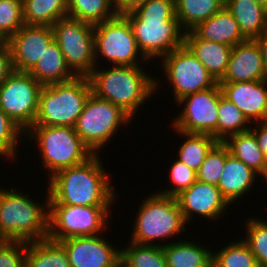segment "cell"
Instances as JSON below:
<instances>
[{
	"label": "cell",
	"mask_w": 267,
	"mask_h": 267,
	"mask_svg": "<svg viewBox=\"0 0 267 267\" xmlns=\"http://www.w3.org/2000/svg\"><path fill=\"white\" fill-rule=\"evenodd\" d=\"M129 22L138 49L148 59L165 57L184 45V34L175 16V0H147L121 13Z\"/></svg>",
	"instance_id": "obj_1"
},
{
	"label": "cell",
	"mask_w": 267,
	"mask_h": 267,
	"mask_svg": "<svg viewBox=\"0 0 267 267\" xmlns=\"http://www.w3.org/2000/svg\"><path fill=\"white\" fill-rule=\"evenodd\" d=\"M98 156L50 177L49 204L111 207L116 195Z\"/></svg>",
	"instance_id": "obj_2"
},
{
	"label": "cell",
	"mask_w": 267,
	"mask_h": 267,
	"mask_svg": "<svg viewBox=\"0 0 267 267\" xmlns=\"http://www.w3.org/2000/svg\"><path fill=\"white\" fill-rule=\"evenodd\" d=\"M92 93L120 107L131 118L146 99L157 92V81L141 66H113L112 69L94 68L88 76Z\"/></svg>",
	"instance_id": "obj_3"
},
{
	"label": "cell",
	"mask_w": 267,
	"mask_h": 267,
	"mask_svg": "<svg viewBox=\"0 0 267 267\" xmlns=\"http://www.w3.org/2000/svg\"><path fill=\"white\" fill-rule=\"evenodd\" d=\"M11 189H0V239L32 242L48 238L49 193L46 207H41L28 194Z\"/></svg>",
	"instance_id": "obj_4"
},
{
	"label": "cell",
	"mask_w": 267,
	"mask_h": 267,
	"mask_svg": "<svg viewBox=\"0 0 267 267\" xmlns=\"http://www.w3.org/2000/svg\"><path fill=\"white\" fill-rule=\"evenodd\" d=\"M92 93L88 76L43 85L33 126L75 127L84 105Z\"/></svg>",
	"instance_id": "obj_5"
},
{
	"label": "cell",
	"mask_w": 267,
	"mask_h": 267,
	"mask_svg": "<svg viewBox=\"0 0 267 267\" xmlns=\"http://www.w3.org/2000/svg\"><path fill=\"white\" fill-rule=\"evenodd\" d=\"M26 136L31 140L37 138L43 166L50 177L62 169L80 165L94 155L74 127L31 126L24 133Z\"/></svg>",
	"instance_id": "obj_6"
},
{
	"label": "cell",
	"mask_w": 267,
	"mask_h": 267,
	"mask_svg": "<svg viewBox=\"0 0 267 267\" xmlns=\"http://www.w3.org/2000/svg\"><path fill=\"white\" fill-rule=\"evenodd\" d=\"M130 241L152 245L155 239L171 238L186 231L176 197L155 193L142 201ZM154 241V242H153Z\"/></svg>",
	"instance_id": "obj_7"
},
{
	"label": "cell",
	"mask_w": 267,
	"mask_h": 267,
	"mask_svg": "<svg viewBox=\"0 0 267 267\" xmlns=\"http://www.w3.org/2000/svg\"><path fill=\"white\" fill-rule=\"evenodd\" d=\"M130 119L120 107L91 93L74 128L91 152L98 154L118 127L128 124Z\"/></svg>",
	"instance_id": "obj_8"
},
{
	"label": "cell",
	"mask_w": 267,
	"mask_h": 267,
	"mask_svg": "<svg viewBox=\"0 0 267 267\" xmlns=\"http://www.w3.org/2000/svg\"><path fill=\"white\" fill-rule=\"evenodd\" d=\"M54 41L76 76H89L96 67L94 25L74 18L59 19L53 26ZM75 70V71H74Z\"/></svg>",
	"instance_id": "obj_9"
},
{
	"label": "cell",
	"mask_w": 267,
	"mask_h": 267,
	"mask_svg": "<svg viewBox=\"0 0 267 267\" xmlns=\"http://www.w3.org/2000/svg\"><path fill=\"white\" fill-rule=\"evenodd\" d=\"M109 209L110 207L49 204L48 238L59 242L72 237L99 235L107 226Z\"/></svg>",
	"instance_id": "obj_10"
},
{
	"label": "cell",
	"mask_w": 267,
	"mask_h": 267,
	"mask_svg": "<svg viewBox=\"0 0 267 267\" xmlns=\"http://www.w3.org/2000/svg\"><path fill=\"white\" fill-rule=\"evenodd\" d=\"M42 87L29 72L16 70L0 85V109L24 133L36 119Z\"/></svg>",
	"instance_id": "obj_11"
},
{
	"label": "cell",
	"mask_w": 267,
	"mask_h": 267,
	"mask_svg": "<svg viewBox=\"0 0 267 267\" xmlns=\"http://www.w3.org/2000/svg\"><path fill=\"white\" fill-rule=\"evenodd\" d=\"M94 49L95 60L101 55L113 66H139L136 60L139 55L141 60L146 61L138 49L128 20L121 13L94 25Z\"/></svg>",
	"instance_id": "obj_12"
},
{
	"label": "cell",
	"mask_w": 267,
	"mask_h": 267,
	"mask_svg": "<svg viewBox=\"0 0 267 267\" xmlns=\"http://www.w3.org/2000/svg\"><path fill=\"white\" fill-rule=\"evenodd\" d=\"M166 78L173 85L174 98L209 89L218 84L204 65L185 46L175 49L162 58Z\"/></svg>",
	"instance_id": "obj_13"
},
{
	"label": "cell",
	"mask_w": 267,
	"mask_h": 267,
	"mask_svg": "<svg viewBox=\"0 0 267 267\" xmlns=\"http://www.w3.org/2000/svg\"><path fill=\"white\" fill-rule=\"evenodd\" d=\"M221 95V87L217 84L180 99L177 103L185 105L183 111L173 121L175 131L207 134L217 139L218 105Z\"/></svg>",
	"instance_id": "obj_14"
},
{
	"label": "cell",
	"mask_w": 267,
	"mask_h": 267,
	"mask_svg": "<svg viewBox=\"0 0 267 267\" xmlns=\"http://www.w3.org/2000/svg\"><path fill=\"white\" fill-rule=\"evenodd\" d=\"M53 41L52 27L25 24L8 40L14 70L30 72Z\"/></svg>",
	"instance_id": "obj_15"
},
{
	"label": "cell",
	"mask_w": 267,
	"mask_h": 267,
	"mask_svg": "<svg viewBox=\"0 0 267 267\" xmlns=\"http://www.w3.org/2000/svg\"><path fill=\"white\" fill-rule=\"evenodd\" d=\"M71 267H116L121 250L114 248L102 237L83 236L63 239Z\"/></svg>",
	"instance_id": "obj_16"
},
{
	"label": "cell",
	"mask_w": 267,
	"mask_h": 267,
	"mask_svg": "<svg viewBox=\"0 0 267 267\" xmlns=\"http://www.w3.org/2000/svg\"><path fill=\"white\" fill-rule=\"evenodd\" d=\"M184 221L191 220L193 213L218 220L229 203L222 196L220 189L212 184L196 180L188 189L176 196Z\"/></svg>",
	"instance_id": "obj_17"
},
{
	"label": "cell",
	"mask_w": 267,
	"mask_h": 267,
	"mask_svg": "<svg viewBox=\"0 0 267 267\" xmlns=\"http://www.w3.org/2000/svg\"><path fill=\"white\" fill-rule=\"evenodd\" d=\"M225 98L235 104L253 123L267 120V82L263 80L218 83Z\"/></svg>",
	"instance_id": "obj_18"
},
{
	"label": "cell",
	"mask_w": 267,
	"mask_h": 267,
	"mask_svg": "<svg viewBox=\"0 0 267 267\" xmlns=\"http://www.w3.org/2000/svg\"><path fill=\"white\" fill-rule=\"evenodd\" d=\"M263 80V61L255 40L247 39L232 47L223 78L218 83Z\"/></svg>",
	"instance_id": "obj_19"
},
{
	"label": "cell",
	"mask_w": 267,
	"mask_h": 267,
	"mask_svg": "<svg viewBox=\"0 0 267 267\" xmlns=\"http://www.w3.org/2000/svg\"><path fill=\"white\" fill-rule=\"evenodd\" d=\"M199 39L235 46L247 39L241 33L232 13L224 6L208 20L191 30Z\"/></svg>",
	"instance_id": "obj_20"
},
{
	"label": "cell",
	"mask_w": 267,
	"mask_h": 267,
	"mask_svg": "<svg viewBox=\"0 0 267 267\" xmlns=\"http://www.w3.org/2000/svg\"><path fill=\"white\" fill-rule=\"evenodd\" d=\"M184 45L217 82L223 78L229 62L231 46L199 39L192 31L185 32Z\"/></svg>",
	"instance_id": "obj_21"
},
{
	"label": "cell",
	"mask_w": 267,
	"mask_h": 267,
	"mask_svg": "<svg viewBox=\"0 0 267 267\" xmlns=\"http://www.w3.org/2000/svg\"><path fill=\"white\" fill-rule=\"evenodd\" d=\"M256 175L251 168L233 157L226 146V162L217 187L229 204L241 198L254 186Z\"/></svg>",
	"instance_id": "obj_22"
},
{
	"label": "cell",
	"mask_w": 267,
	"mask_h": 267,
	"mask_svg": "<svg viewBox=\"0 0 267 267\" xmlns=\"http://www.w3.org/2000/svg\"><path fill=\"white\" fill-rule=\"evenodd\" d=\"M246 39L254 40L267 31V9L255 0H225Z\"/></svg>",
	"instance_id": "obj_23"
},
{
	"label": "cell",
	"mask_w": 267,
	"mask_h": 267,
	"mask_svg": "<svg viewBox=\"0 0 267 267\" xmlns=\"http://www.w3.org/2000/svg\"><path fill=\"white\" fill-rule=\"evenodd\" d=\"M29 74L42 85L67 82L76 77L67 66L64 55L55 41L45 49Z\"/></svg>",
	"instance_id": "obj_24"
},
{
	"label": "cell",
	"mask_w": 267,
	"mask_h": 267,
	"mask_svg": "<svg viewBox=\"0 0 267 267\" xmlns=\"http://www.w3.org/2000/svg\"><path fill=\"white\" fill-rule=\"evenodd\" d=\"M191 241H179L162 245L167 267H208L213 252Z\"/></svg>",
	"instance_id": "obj_25"
},
{
	"label": "cell",
	"mask_w": 267,
	"mask_h": 267,
	"mask_svg": "<svg viewBox=\"0 0 267 267\" xmlns=\"http://www.w3.org/2000/svg\"><path fill=\"white\" fill-rule=\"evenodd\" d=\"M25 267H71L64 247L49 238L26 242Z\"/></svg>",
	"instance_id": "obj_26"
},
{
	"label": "cell",
	"mask_w": 267,
	"mask_h": 267,
	"mask_svg": "<svg viewBox=\"0 0 267 267\" xmlns=\"http://www.w3.org/2000/svg\"><path fill=\"white\" fill-rule=\"evenodd\" d=\"M23 19L27 25L52 27L68 17L67 0H22Z\"/></svg>",
	"instance_id": "obj_27"
},
{
	"label": "cell",
	"mask_w": 267,
	"mask_h": 267,
	"mask_svg": "<svg viewBox=\"0 0 267 267\" xmlns=\"http://www.w3.org/2000/svg\"><path fill=\"white\" fill-rule=\"evenodd\" d=\"M224 6L225 0H175V16L182 30L188 32Z\"/></svg>",
	"instance_id": "obj_28"
},
{
	"label": "cell",
	"mask_w": 267,
	"mask_h": 267,
	"mask_svg": "<svg viewBox=\"0 0 267 267\" xmlns=\"http://www.w3.org/2000/svg\"><path fill=\"white\" fill-rule=\"evenodd\" d=\"M223 143L233 157L242 161L257 174L262 171L267 159L260 150L255 134L251 130L227 136Z\"/></svg>",
	"instance_id": "obj_29"
},
{
	"label": "cell",
	"mask_w": 267,
	"mask_h": 267,
	"mask_svg": "<svg viewBox=\"0 0 267 267\" xmlns=\"http://www.w3.org/2000/svg\"><path fill=\"white\" fill-rule=\"evenodd\" d=\"M67 6L68 17L93 25L110 20L118 14L114 0H67Z\"/></svg>",
	"instance_id": "obj_30"
},
{
	"label": "cell",
	"mask_w": 267,
	"mask_h": 267,
	"mask_svg": "<svg viewBox=\"0 0 267 267\" xmlns=\"http://www.w3.org/2000/svg\"><path fill=\"white\" fill-rule=\"evenodd\" d=\"M177 132L187 137L179 148L178 160L197 172L206 155L219 141L212 135Z\"/></svg>",
	"instance_id": "obj_31"
},
{
	"label": "cell",
	"mask_w": 267,
	"mask_h": 267,
	"mask_svg": "<svg viewBox=\"0 0 267 267\" xmlns=\"http://www.w3.org/2000/svg\"><path fill=\"white\" fill-rule=\"evenodd\" d=\"M248 123L251 122L243 112L222 94L218 105L217 140L223 142L227 135L250 130L251 127Z\"/></svg>",
	"instance_id": "obj_32"
},
{
	"label": "cell",
	"mask_w": 267,
	"mask_h": 267,
	"mask_svg": "<svg viewBox=\"0 0 267 267\" xmlns=\"http://www.w3.org/2000/svg\"><path fill=\"white\" fill-rule=\"evenodd\" d=\"M121 255L134 267H167L162 245L139 244L131 241Z\"/></svg>",
	"instance_id": "obj_33"
},
{
	"label": "cell",
	"mask_w": 267,
	"mask_h": 267,
	"mask_svg": "<svg viewBox=\"0 0 267 267\" xmlns=\"http://www.w3.org/2000/svg\"><path fill=\"white\" fill-rule=\"evenodd\" d=\"M221 249L219 252H213L212 261L218 267H259L255 256L243 239Z\"/></svg>",
	"instance_id": "obj_34"
},
{
	"label": "cell",
	"mask_w": 267,
	"mask_h": 267,
	"mask_svg": "<svg viewBox=\"0 0 267 267\" xmlns=\"http://www.w3.org/2000/svg\"><path fill=\"white\" fill-rule=\"evenodd\" d=\"M247 235L243 241L255 256L259 267H267V221L258 218L247 221Z\"/></svg>",
	"instance_id": "obj_35"
},
{
	"label": "cell",
	"mask_w": 267,
	"mask_h": 267,
	"mask_svg": "<svg viewBox=\"0 0 267 267\" xmlns=\"http://www.w3.org/2000/svg\"><path fill=\"white\" fill-rule=\"evenodd\" d=\"M25 25L22 0H0V38L8 41Z\"/></svg>",
	"instance_id": "obj_36"
},
{
	"label": "cell",
	"mask_w": 267,
	"mask_h": 267,
	"mask_svg": "<svg viewBox=\"0 0 267 267\" xmlns=\"http://www.w3.org/2000/svg\"><path fill=\"white\" fill-rule=\"evenodd\" d=\"M226 162V145L218 142L197 171V180L218 186Z\"/></svg>",
	"instance_id": "obj_37"
},
{
	"label": "cell",
	"mask_w": 267,
	"mask_h": 267,
	"mask_svg": "<svg viewBox=\"0 0 267 267\" xmlns=\"http://www.w3.org/2000/svg\"><path fill=\"white\" fill-rule=\"evenodd\" d=\"M170 178L171 182L174 184V188L170 187V189L168 188L163 190V192L160 191L158 193L176 197L182 191L188 189L197 180V172L177 159L175 162H173L171 167Z\"/></svg>",
	"instance_id": "obj_38"
},
{
	"label": "cell",
	"mask_w": 267,
	"mask_h": 267,
	"mask_svg": "<svg viewBox=\"0 0 267 267\" xmlns=\"http://www.w3.org/2000/svg\"><path fill=\"white\" fill-rule=\"evenodd\" d=\"M19 135L24 132L0 109V155L15 157Z\"/></svg>",
	"instance_id": "obj_39"
},
{
	"label": "cell",
	"mask_w": 267,
	"mask_h": 267,
	"mask_svg": "<svg viewBox=\"0 0 267 267\" xmlns=\"http://www.w3.org/2000/svg\"><path fill=\"white\" fill-rule=\"evenodd\" d=\"M26 242H0V267H25Z\"/></svg>",
	"instance_id": "obj_40"
},
{
	"label": "cell",
	"mask_w": 267,
	"mask_h": 267,
	"mask_svg": "<svg viewBox=\"0 0 267 267\" xmlns=\"http://www.w3.org/2000/svg\"><path fill=\"white\" fill-rule=\"evenodd\" d=\"M14 71L11 50L8 41L0 42V85Z\"/></svg>",
	"instance_id": "obj_41"
},
{
	"label": "cell",
	"mask_w": 267,
	"mask_h": 267,
	"mask_svg": "<svg viewBox=\"0 0 267 267\" xmlns=\"http://www.w3.org/2000/svg\"><path fill=\"white\" fill-rule=\"evenodd\" d=\"M259 125L260 127L256 124V127L250 130L255 134L259 148L267 159V120L260 121Z\"/></svg>",
	"instance_id": "obj_42"
},
{
	"label": "cell",
	"mask_w": 267,
	"mask_h": 267,
	"mask_svg": "<svg viewBox=\"0 0 267 267\" xmlns=\"http://www.w3.org/2000/svg\"><path fill=\"white\" fill-rule=\"evenodd\" d=\"M258 44L263 61V81L267 82V31L254 39Z\"/></svg>",
	"instance_id": "obj_43"
},
{
	"label": "cell",
	"mask_w": 267,
	"mask_h": 267,
	"mask_svg": "<svg viewBox=\"0 0 267 267\" xmlns=\"http://www.w3.org/2000/svg\"><path fill=\"white\" fill-rule=\"evenodd\" d=\"M147 0H114L115 7L118 13L131 11L136 6L144 3Z\"/></svg>",
	"instance_id": "obj_44"
},
{
	"label": "cell",
	"mask_w": 267,
	"mask_h": 267,
	"mask_svg": "<svg viewBox=\"0 0 267 267\" xmlns=\"http://www.w3.org/2000/svg\"><path fill=\"white\" fill-rule=\"evenodd\" d=\"M116 267H134L122 255H120Z\"/></svg>",
	"instance_id": "obj_45"
},
{
	"label": "cell",
	"mask_w": 267,
	"mask_h": 267,
	"mask_svg": "<svg viewBox=\"0 0 267 267\" xmlns=\"http://www.w3.org/2000/svg\"><path fill=\"white\" fill-rule=\"evenodd\" d=\"M259 175H263L264 179L267 181V161L266 164L263 166L262 171L259 173Z\"/></svg>",
	"instance_id": "obj_46"
},
{
	"label": "cell",
	"mask_w": 267,
	"mask_h": 267,
	"mask_svg": "<svg viewBox=\"0 0 267 267\" xmlns=\"http://www.w3.org/2000/svg\"><path fill=\"white\" fill-rule=\"evenodd\" d=\"M257 1L260 5L264 6L267 9V0H255Z\"/></svg>",
	"instance_id": "obj_47"
},
{
	"label": "cell",
	"mask_w": 267,
	"mask_h": 267,
	"mask_svg": "<svg viewBox=\"0 0 267 267\" xmlns=\"http://www.w3.org/2000/svg\"><path fill=\"white\" fill-rule=\"evenodd\" d=\"M208 267H218L213 261Z\"/></svg>",
	"instance_id": "obj_48"
}]
</instances>
